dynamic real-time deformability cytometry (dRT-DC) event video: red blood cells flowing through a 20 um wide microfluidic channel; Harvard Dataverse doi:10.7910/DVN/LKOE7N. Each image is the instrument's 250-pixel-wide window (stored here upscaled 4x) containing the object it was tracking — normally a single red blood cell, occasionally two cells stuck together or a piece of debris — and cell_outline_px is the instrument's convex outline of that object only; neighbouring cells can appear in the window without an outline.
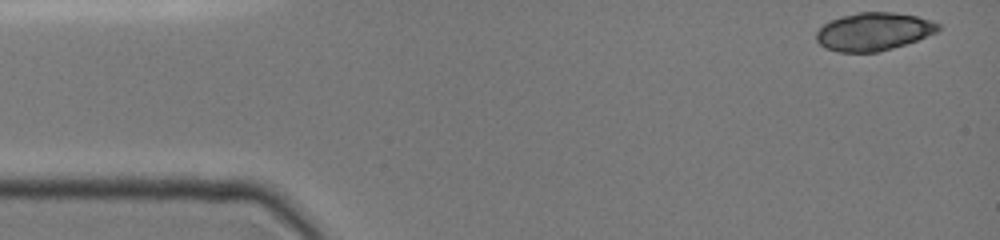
{"species": "common noctule bat (a hibernating species)", "species_latin": "Nyctalus noctula", "temperature_condition": "cold", "stored_images_in_passage": 40, "camera_frame_rate_fps": 3000, "um_per_image_px": 0.085, "animal": {"sex": "female", "body_mass_g": 19.0, "forearm_length_mm": 51.5}, "frame": {"image": 1, "passage_image": 1, "time_ms": 0.0, "image_size_px": [1000, 240], "cell_outline_px": [[940, 28], [936, 32], [916, 40], [892, 48], [876, 52], [840, 52], [824, 48], [816, 40], [816, 32], [824, 24], [840, 16], [860, 12], [892, 12], [916, 16], [932, 20], [940, 24]], "centroid_in_image_um": [74.24, 2.68], "position_along_channel_um": 10.8, "area_um2": 26.82}}
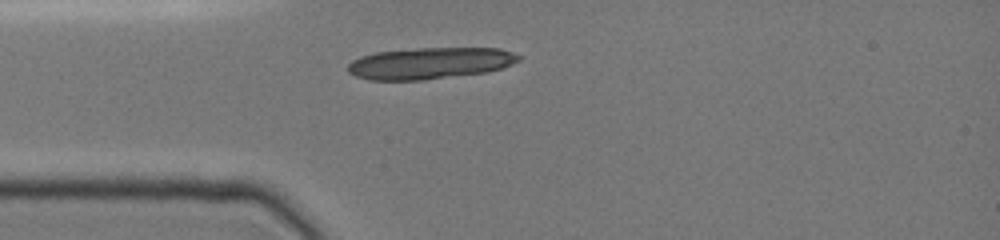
{"frame": {"image": 2, "passage_image": 11, "time_ms": 3.333, "image_size_px": [1000, 240], "cell_outline_px": [[520, 60], [512, 64], [488, 72], [424, 80], [368, 80], [356, 76], [348, 72], [348, 64], [352, 60], [360, 56], [376, 52], [416, 48], [500, 48], [512, 52], [520, 56]], "centroid_in_image_um": [36.53, 5.37], "position_along_channel_um": 48.5, "area_um2": 31.5}}
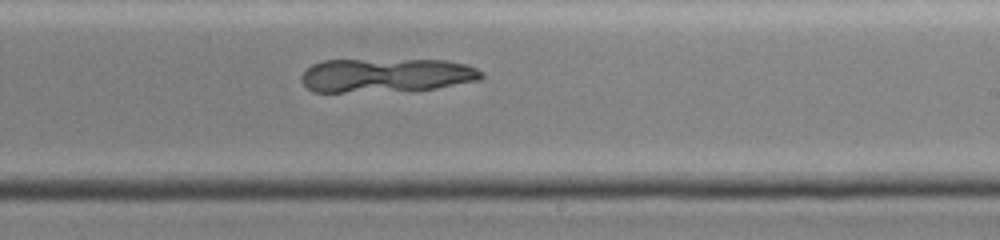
{"frame": {"image": 3, "passage_image": 27, "time_ms": 8.667, "image_size_px": [1000, 240], "cell_outline_px": [[484, 76], [480, 80], [436, 88], [344, 92], [312, 92], [300, 80], [300, 76], [312, 64], [324, 60], [444, 60], [464, 64], [476, 68], [484, 72]], "centroid_in_image_um": [32.82, 6.39], "position_along_channel_um": 256.2, "area_um2": 35.32}}